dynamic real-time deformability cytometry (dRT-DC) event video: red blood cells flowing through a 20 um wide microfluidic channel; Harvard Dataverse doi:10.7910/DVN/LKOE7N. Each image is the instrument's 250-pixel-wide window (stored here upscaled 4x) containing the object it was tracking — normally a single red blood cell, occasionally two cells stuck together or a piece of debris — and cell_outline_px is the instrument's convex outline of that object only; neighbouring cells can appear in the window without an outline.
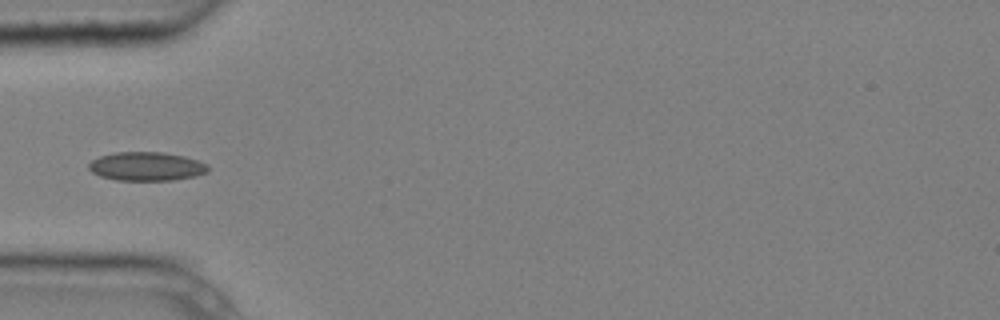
{"species": "common noctule bat (a hibernating species)", "species_latin": "Nyctalus noctula", "temperature_condition": "cold", "stored_images_in_passage": 2, "camera_frame_rate_fps": 3000, "um_per_image_px": 0.085, "animal": {"sex": "male", "body_mass_g": 20.4}, "frame": {"image": 1, "passage_image": 2, "time_ms": 0.333, "image_size_px": [1000, 320], "cell_outline_px": [[208, 172], [196, 176], [176, 180], [116, 180], [100, 176], [92, 172], [88, 168], [88, 164], [92, 160], [100, 156], [116, 152], [164, 152], [184, 156], [208, 164]], "centroid_in_image_um": [12.46, 14.14], "position_along_channel_um": 72.5, "area_um2": 20.06}}